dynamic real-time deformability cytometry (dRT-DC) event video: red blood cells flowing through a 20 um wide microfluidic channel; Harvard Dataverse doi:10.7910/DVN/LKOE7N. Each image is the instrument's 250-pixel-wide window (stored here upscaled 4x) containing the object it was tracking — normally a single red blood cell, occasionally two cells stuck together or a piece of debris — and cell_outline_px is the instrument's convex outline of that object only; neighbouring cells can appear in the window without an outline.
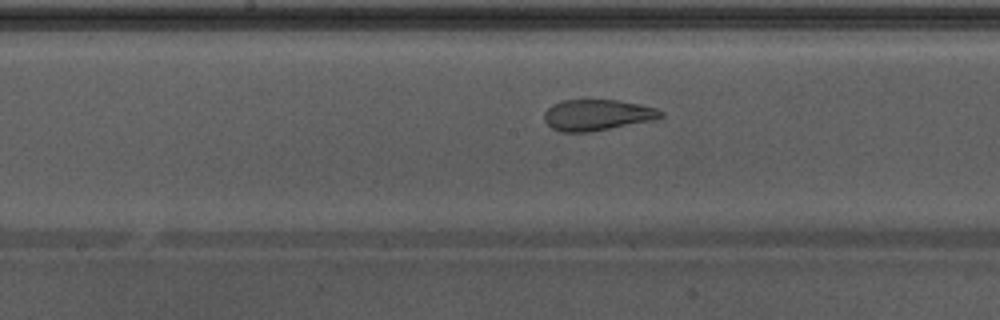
{"species": "Egyptian fruit bat (a non-hibernating species)", "species_latin": "Rousettus aegyptiacus", "temperature_condition": "warm", "stored_images_in_passage": 28, "camera_frame_rate_fps": 3000, "um_per_image_px": 0.085, "animal": {"sex": "male"}, "frame": {"image": 1, "passage_image": 11, "time_ms": 3.333, "image_size_px": [1000, 320], "cell_outline_px": [[664, 116], [656, 120], [592, 132], [560, 132], [552, 128], [544, 120], [544, 112], [552, 104], [564, 100], [588, 96], [620, 100], [640, 104], [656, 108], [664, 112]], "centroid_in_image_um": [50.78, 9.73], "position_along_channel_um": 197.4, "area_um2": 22.2}}
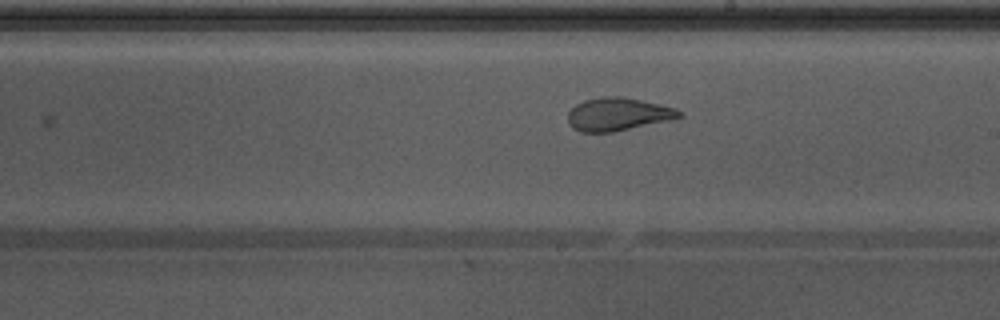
{"frame": {"image": 2, "passage_image": 14, "time_ms": 4.333, "image_size_px": [1000, 320], "cell_outline_px": [[684, 116], [672, 120], [612, 132], [580, 132], [572, 128], [568, 124], [568, 112], [576, 104], [584, 100], [604, 96], [620, 96], [660, 104], [676, 108], [684, 112]], "centroid_in_image_um": [52.55, 9.71], "position_along_channel_um": 236.5, "area_um2": 21.62}, "authors_computed_cell_mechanics": {"area_um2": 21.2126, "velocity_mm_per_s": 3.9212, "shape_relaxation_time_tau1_ms": null, "shape_relaxation_time_tau2_ms": 1.2701, "deformation_change_tau1": null, "deformation_change_tau2": 0.0719}}